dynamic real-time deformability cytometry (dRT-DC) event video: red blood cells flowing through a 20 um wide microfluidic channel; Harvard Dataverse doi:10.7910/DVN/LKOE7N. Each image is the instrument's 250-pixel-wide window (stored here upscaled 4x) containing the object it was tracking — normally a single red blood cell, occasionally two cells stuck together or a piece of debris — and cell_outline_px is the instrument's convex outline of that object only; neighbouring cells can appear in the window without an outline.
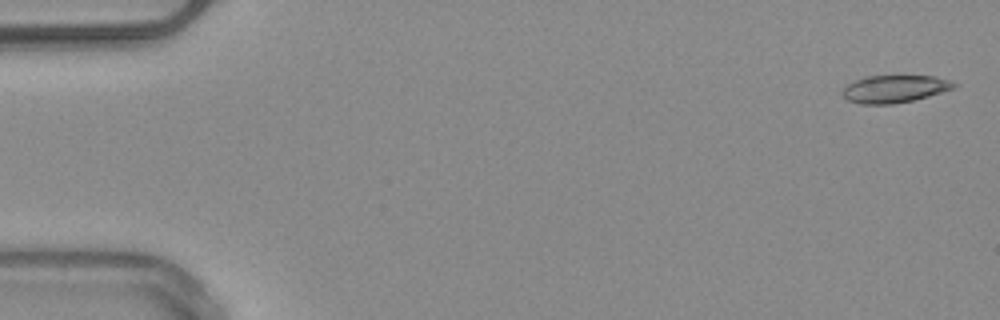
{"species": "common noctule bat (a hibernating species)", "species_latin": "Nyctalus noctula", "temperature_condition": "warm", "stored_images_in_passage": 3, "camera_frame_rate_fps": 3000, "um_per_image_px": 0.085, "animal": {"sex": "male", "body_mass_g": 20.4}, "frame": {"image": 1, "passage_image": 1, "time_ms": 0.0, "image_size_px": [1000, 320], "cell_outline_px": [[956, 84], [952, 88], [928, 96], [912, 100], [892, 104], [860, 104], [848, 100], [840, 92], [848, 84], [864, 76], [936, 76], [948, 80]], "centroid_in_image_um": [75.98, 7.55], "position_along_channel_um": 9.0, "area_um2": 17.57}}